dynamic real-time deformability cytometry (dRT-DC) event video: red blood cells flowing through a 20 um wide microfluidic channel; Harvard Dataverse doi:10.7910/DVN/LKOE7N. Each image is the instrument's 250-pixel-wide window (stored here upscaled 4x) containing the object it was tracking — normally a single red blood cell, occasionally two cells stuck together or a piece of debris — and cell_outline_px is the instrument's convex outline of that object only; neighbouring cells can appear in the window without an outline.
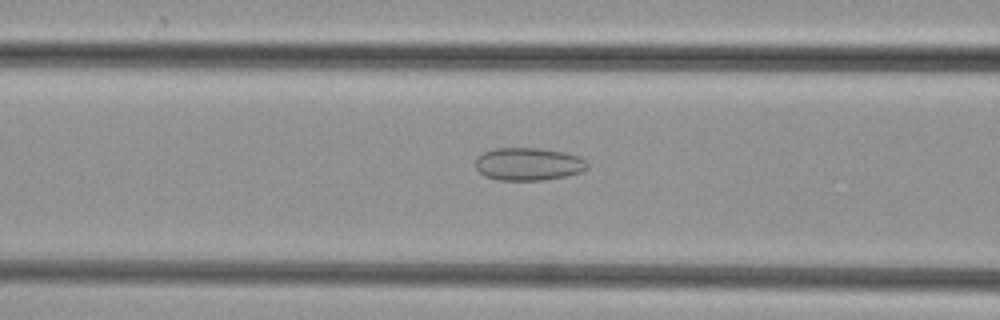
{"species": "common noctule bat (a hibernating species)", "species_latin": "Nyctalus noctula", "temperature_condition": "cold", "stored_images_in_passage": 31, "camera_frame_rate_fps": 3000, "um_per_image_px": 0.085, "animal": {"sex": "female", "body_mass_g": 29.2, "forearm_length_mm": 56.3}, "frame": {"image": 1, "passage_image": 10, "time_ms": 3.0, "image_size_px": [1000, 320], "cell_outline_px": [[588, 168], [580, 172], [564, 176], [540, 180], [496, 180], [484, 176], [476, 168], [476, 156], [484, 152], [496, 148], [540, 148], [564, 152], [580, 156], [588, 164]], "centroid_in_image_um": [44.89, 13.94], "position_along_channel_um": 121.7, "area_um2": 21.39}}
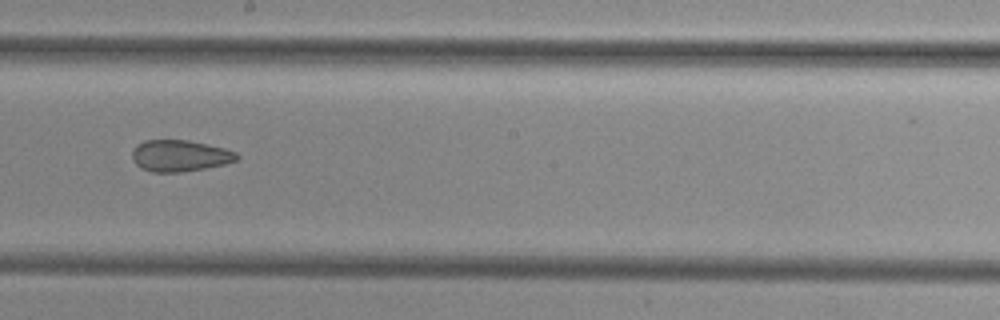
{"frame": {"image": 2, "passage_image": 18, "time_ms": 5.667, "image_size_px": [1000, 320], "cell_outline_px": [[240, 156], [236, 160], [224, 164], [204, 168], [180, 172], [152, 172], [140, 168], [132, 160], [132, 148], [136, 144], [144, 140], [188, 140], [224, 148], [236, 152]], "centroid_in_image_um": [15.24, 13.23], "position_along_channel_um": 233.0, "area_um2": 19.25}}
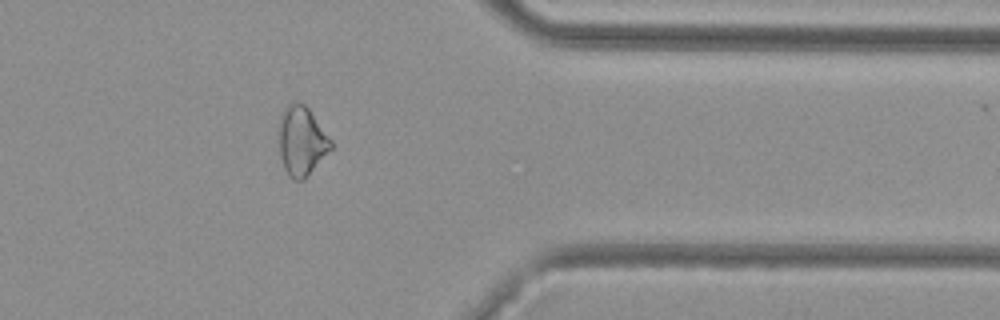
{"frame": {"image": 3, "passage_image": 30, "time_ms": 9.667, "image_size_px": [1000, 320], "cell_outline_px": [[332, 148], [304, 180], [292, 180], [288, 176], [284, 168], [280, 156], [280, 116], [284, 108], [288, 104], [296, 100], [304, 104], [308, 108], [332, 140]], "centroid_in_image_um": [25.64, 11.99], "position_along_channel_um": 385.8, "area_um2": 20.92}}